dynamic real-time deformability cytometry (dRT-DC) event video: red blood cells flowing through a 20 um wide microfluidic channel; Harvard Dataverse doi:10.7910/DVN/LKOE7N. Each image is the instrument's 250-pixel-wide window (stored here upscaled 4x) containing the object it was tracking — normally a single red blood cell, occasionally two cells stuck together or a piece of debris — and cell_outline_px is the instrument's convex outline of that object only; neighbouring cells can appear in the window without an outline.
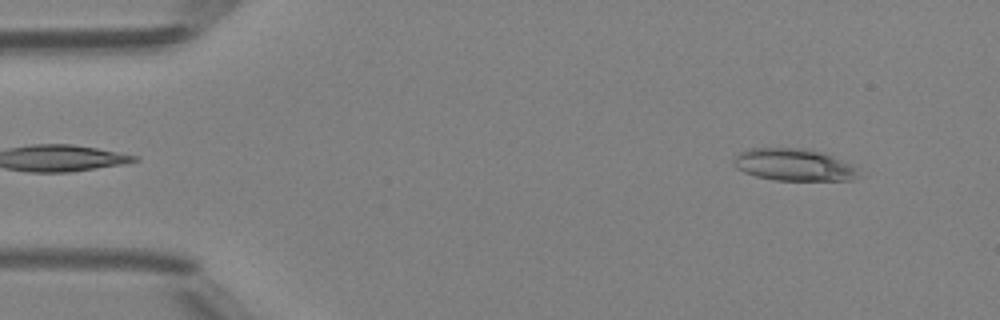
{"species": "Egyptian fruit bat (a non-hibernating species)", "species_latin": "Rousettus aegyptiacus", "temperature_condition": "room temperature", "stored_images_in_passage": 46, "camera_frame_rate_fps": 3000, "um_per_image_px": 0.085, "animal": {"sex": "female"}, "frame": {"image": 1, "passage_image": 2, "time_ms": 0.333, "image_size_px": [1000, 320], "cell_outline_px": [[868, 176], [852, 180], [772, 180], [756, 176], [744, 172], [736, 168], [732, 164], [732, 160], [740, 152], [748, 148], [808, 148], [824, 152], [856, 168]], "centroid_in_image_um": [67.51, 14.01], "position_along_channel_um": 17.5, "area_um2": 23.81}}
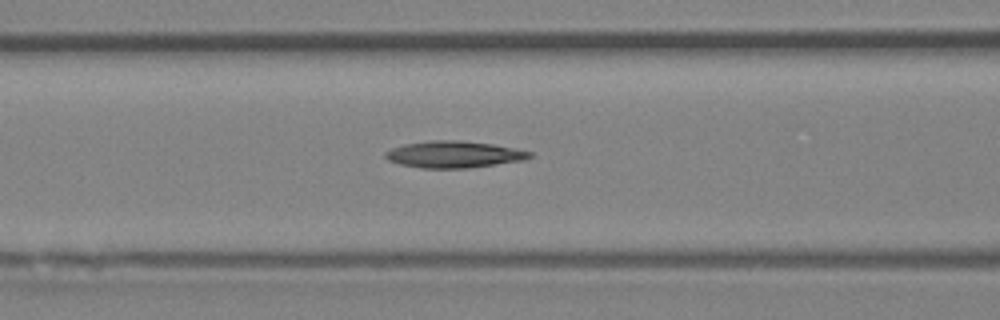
{"frame": {"image": 2, "passage_image": 17, "time_ms": 5.333, "image_size_px": [1000, 320], "cell_outline_px": [[532, 156], [524, 160], [468, 168], [420, 168], [400, 164], [388, 160], [384, 156], [384, 152], [392, 148], [404, 144], [432, 140], [460, 140], [492, 144], [532, 152]], "centroid_in_image_um": [38.55, 13.12], "position_along_channel_um": 128.1, "area_um2": 22.37}}
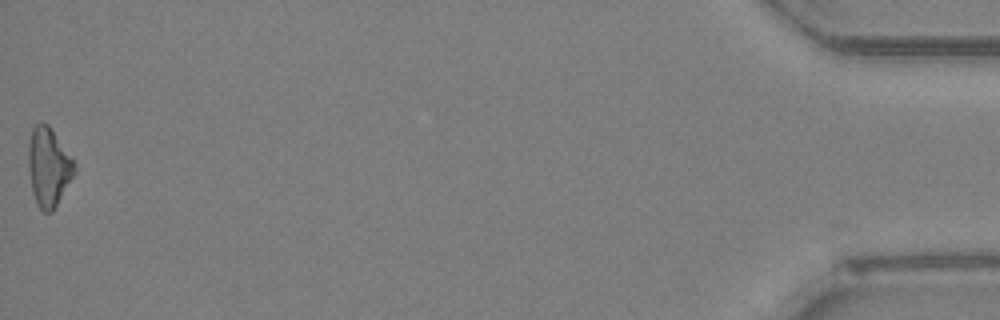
{"frame": {"image": 3, "passage_image": 46, "time_ms": 15.0, "image_size_px": [1000, 320], "cell_outline_px": [[76, 172], [52, 212], [44, 212], [36, 204], [32, 192], [28, 168], [28, 144], [32, 128], [36, 124], [48, 124], [72, 160], [76, 168]], "centroid_in_image_um": [4.1, 14.23], "position_along_channel_um": 431.1, "area_um2": 20.81}}